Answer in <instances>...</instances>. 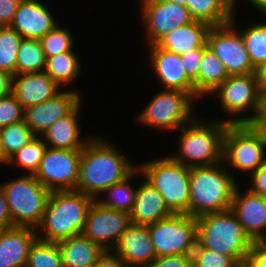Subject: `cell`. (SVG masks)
Masks as SVG:
<instances>
[{
    "label": "cell",
    "mask_w": 266,
    "mask_h": 267,
    "mask_svg": "<svg viewBox=\"0 0 266 267\" xmlns=\"http://www.w3.org/2000/svg\"><path fill=\"white\" fill-rule=\"evenodd\" d=\"M23 37L10 26H0V70L16 75L17 54Z\"/></svg>",
    "instance_id": "obj_33"
},
{
    "label": "cell",
    "mask_w": 266,
    "mask_h": 267,
    "mask_svg": "<svg viewBox=\"0 0 266 267\" xmlns=\"http://www.w3.org/2000/svg\"><path fill=\"white\" fill-rule=\"evenodd\" d=\"M114 250L128 267H148L156 258L148 225L131 223Z\"/></svg>",
    "instance_id": "obj_18"
},
{
    "label": "cell",
    "mask_w": 266,
    "mask_h": 267,
    "mask_svg": "<svg viewBox=\"0 0 266 267\" xmlns=\"http://www.w3.org/2000/svg\"><path fill=\"white\" fill-rule=\"evenodd\" d=\"M74 51L64 52L49 58H46L45 72L48 76L61 84H68L80 73V62Z\"/></svg>",
    "instance_id": "obj_29"
},
{
    "label": "cell",
    "mask_w": 266,
    "mask_h": 267,
    "mask_svg": "<svg viewBox=\"0 0 266 267\" xmlns=\"http://www.w3.org/2000/svg\"><path fill=\"white\" fill-rule=\"evenodd\" d=\"M76 91H60L47 101L24 109V120L36 134L43 135L58 119L67 116L80 102Z\"/></svg>",
    "instance_id": "obj_16"
},
{
    "label": "cell",
    "mask_w": 266,
    "mask_h": 267,
    "mask_svg": "<svg viewBox=\"0 0 266 267\" xmlns=\"http://www.w3.org/2000/svg\"><path fill=\"white\" fill-rule=\"evenodd\" d=\"M256 76L261 91H266V61L256 68Z\"/></svg>",
    "instance_id": "obj_49"
},
{
    "label": "cell",
    "mask_w": 266,
    "mask_h": 267,
    "mask_svg": "<svg viewBox=\"0 0 266 267\" xmlns=\"http://www.w3.org/2000/svg\"><path fill=\"white\" fill-rule=\"evenodd\" d=\"M72 34L57 25L40 39L45 58L73 50Z\"/></svg>",
    "instance_id": "obj_37"
},
{
    "label": "cell",
    "mask_w": 266,
    "mask_h": 267,
    "mask_svg": "<svg viewBox=\"0 0 266 267\" xmlns=\"http://www.w3.org/2000/svg\"><path fill=\"white\" fill-rule=\"evenodd\" d=\"M81 102L67 115L58 119L42 136L47 147L82 150L87 144L80 139L77 122Z\"/></svg>",
    "instance_id": "obj_25"
},
{
    "label": "cell",
    "mask_w": 266,
    "mask_h": 267,
    "mask_svg": "<svg viewBox=\"0 0 266 267\" xmlns=\"http://www.w3.org/2000/svg\"><path fill=\"white\" fill-rule=\"evenodd\" d=\"M242 267H266V244L254 243Z\"/></svg>",
    "instance_id": "obj_42"
},
{
    "label": "cell",
    "mask_w": 266,
    "mask_h": 267,
    "mask_svg": "<svg viewBox=\"0 0 266 267\" xmlns=\"http://www.w3.org/2000/svg\"><path fill=\"white\" fill-rule=\"evenodd\" d=\"M2 155L9 160L17 151L31 142L37 135L25 120L0 128Z\"/></svg>",
    "instance_id": "obj_31"
},
{
    "label": "cell",
    "mask_w": 266,
    "mask_h": 267,
    "mask_svg": "<svg viewBox=\"0 0 266 267\" xmlns=\"http://www.w3.org/2000/svg\"><path fill=\"white\" fill-rule=\"evenodd\" d=\"M187 8L194 20L219 26L231 22L230 0H188Z\"/></svg>",
    "instance_id": "obj_28"
},
{
    "label": "cell",
    "mask_w": 266,
    "mask_h": 267,
    "mask_svg": "<svg viewBox=\"0 0 266 267\" xmlns=\"http://www.w3.org/2000/svg\"><path fill=\"white\" fill-rule=\"evenodd\" d=\"M142 17L148 30L150 45L162 36L194 21L189 9L167 0H143Z\"/></svg>",
    "instance_id": "obj_15"
},
{
    "label": "cell",
    "mask_w": 266,
    "mask_h": 267,
    "mask_svg": "<svg viewBox=\"0 0 266 267\" xmlns=\"http://www.w3.org/2000/svg\"><path fill=\"white\" fill-rule=\"evenodd\" d=\"M255 7L262 12L263 14L266 15V0H249ZM236 3L235 0H230V7L232 13L234 12V4Z\"/></svg>",
    "instance_id": "obj_50"
},
{
    "label": "cell",
    "mask_w": 266,
    "mask_h": 267,
    "mask_svg": "<svg viewBox=\"0 0 266 267\" xmlns=\"http://www.w3.org/2000/svg\"><path fill=\"white\" fill-rule=\"evenodd\" d=\"M251 176L252 188L249 190L252 193L266 196V162L252 173Z\"/></svg>",
    "instance_id": "obj_44"
},
{
    "label": "cell",
    "mask_w": 266,
    "mask_h": 267,
    "mask_svg": "<svg viewBox=\"0 0 266 267\" xmlns=\"http://www.w3.org/2000/svg\"><path fill=\"white\" fill-rule=\"evenodd\" d=\"M229 123L226 121L203 123L191 121L181 127L179 155L171 158L188 167L211 166L223 161V140Z\"/></svg>",
    "instance_id": "obj_5"
},
{
    "label": "cell",
    "mask_w": 266,
    "mask_h": 267,
    "mask_svg": "<svg viewBox=\"0 0 266 267\" xmlns=\"http://www.w3.org/2000/svg\"><path fill=\"white\" fill-rule=\"evenodd\" d=\"M24 120V108L11 93L0 98V128Z\"/></svg>",
    "instance_id": "obj_39"
},
{
    "label": "cell",
    "mask_w": 266,
    "mask_h": 267,
    "mask_svg": "<svg viewBox=\"0 0 266 267\" xmlns=\"http://www.w3.org/2000/svg\"><path fill=\"white\" fill-rule=\"evenodd\" d=\"M82 150L47 147L34 176L50 191L76 190Z\"/></svg>",
    "instance_id": "obj_12"
},
{
    "label": "cell",
    "mask_w": 266,
    "mask_h": 267,
    "mask_svg": "<svg viewBox=\"0 0 266 267\" xmlns=\"http://www.w3.org/2000/svg\"><path fill=\"white\" fill-rule=\"evenodd\" d=\"M131 223L128 212L109 209L94 200L87 212L82 234L103 250L112 251Z\"/></svg>",
    "instance_id": "obj_14"
},
{
    "label": "cell",
    "mask_w": 266,
    "mask_h": 267,
    "mask_svg": "<svg viewBox=\"0 0 266 267\" xmlns=\"http://www.w3.org/2000/svg\"><path fill=\"white\" fill-rule=\"evenodd\" d=\"M173 214L159 191L145 180L137 189L134 207L130 213L131 222L149 225Z\"/></svg>",
    "instance_id": "obj_23"
},
{
    "label": "cell",
    "mask_w": 266,
    "mask_h": 267,
    "mask_svg": "<svg viewBox=\"0 0 266 267\" xmlns=\"http://www.w3.org/2000/svg\"><path fill=\"white\" fill-rule=\"evenodd\" d=\"M192 267H242L233 257L196 244L191 253Z\"/></svg>",
    "instance_id": "obj_38"
},
{
    "label": "cell",
    "mask_w": 266,
    "mask_h": 267,
    "mask_svg": "<svg viewBox=\"0 0 266 267\" xmlns=\"http://www.w3.org/2000/svg\"><path fill=\"white\" fill-rule=\"evenodd\" d=\"M94 199L76 190L51 191L40 224L45 236L38 239L54 242L81 235L87 212Z\"/></svg>",
    "instance_id": "obj_2"
},
{
    "label": "cell",
    "mask_w": 266,
    "mask_h": 267,
    "mask_svg": "<svg viewBox=\"0 0 266 267\" xmlns=\"http://www.w3.org/2000/svg\"><path fill=\"white\" fill-rule=\"evenodd\" d=\"M132 165L108 142L90 138L82 149L76 191L97 200L98 193L123 181L137 168Z\"/></svg>",
    "instance_id": "obj_1"
},
{
    "label": "cell",
    "mask_w": 266,
    "mask_h": 267,
    "mask_svg": "<svg viewBox=\"0 0 266 267\" xmlns=\"http://www.w3.org/2000/svg\"><path fill=\"white\" fill-rule=\"evenodd\" d=\"M141 166L137 167L139 173L159 191L168 208L174 214L189 215L191 167L174 161L171 156Z\"/></svg>",
    "instance_id": "obj_6"
},
{
    "label": "cell",
    "mask_w": 266,
    "mask_h": 267,
    "mask_svg": "<svg viewBox=\"0 0 266 267\" xmlns=\"http://www.w3.org/2000/svg\"><path fill=\"white\" fill-rule=\"evenodd\" d=\"M197 219V244L233 257L241 266L254 242L231 209L208 213Z\"/></svg>",
    "instance_id": "obj_4"
},
{
    "label": "cell",
    "mask_w": 266,
    "mask_h": 267,
    "mask_svg": "<svg viewBox=\"0 0 266 267\" xmlns=\"http://www.w3.org/2000/svg\"><path fill=\"white\" fill-rule=\"evenodd\" d=\"M47 149L43 138H38V135L22 149L17 151L7 163L15 161L24 169L29 170V174H35L39 168L40 162Z\"/></svg>",
    "instance_id": "obj_36"
},
{
    "label": "cell",
    "mask_w": 266,
    "mask_h": 267,
    "mask_svg": "<svg viewBox=\"0 0 266 267\" xmlns=\"http://www.w3.org/2000/svg\"><path fill=\"white\" fill-rule=\"evenodd\" d=\"M148 267H192L191 254L155 258Z\"/></svg>",
    "instance_id": "obj_41"
},
{
    "label": "cell",
    "mask_w": 266,
    "mask_h": 267,
    "mask_svg": "<svg viewBox=\"0 0 266 267\" xmlns=\"http://www.w3.org/2000/svg\"><path fill=\"white\" fill-rule=\"evenodd\" d=\"M13 76L0 70V98L12 93Z\"/></svg>",
    "instance_id": "obj_48"
},
{
    "label": "cell",
    "mask_w": 266,
    "mask_h": 267,
    "mask_svg": "<svg viewBox=\"0 0 266 267\" xmlns=\"http://www.w3.org/2000/svg\"><path fill=\"white\" fill-rule=\"evenodd\" d=\"M241 32L251 64L256 69L266 61V23H257Z\"/></svg>",
    "instance_id": "obj_35"
},
{
    "label": "cell",
    "mask_w": 266,
    "mask_h": 267,
    "mask_svg": "<svg viewBox=\"0 0 266 267\" xmlns=\"http://www.w3.org/2000/svg\"><path fill=\"white\" fill-rule=\"evenodd\" d=\"M193 99L185 91L163 90L153 97L141 112L139 119L147 126L170 131L179 130L193 120L191 117Z\"/></svg>",
    "instance_id": "obj_10"
},
{
    "label": "cell",
    "mask_w": 266,
    "mask_h": 267,
    "mask_svg": "<svg viewBox=\"0 0 266 267\" xmlns=\"http://www.w3.org/2000/svg\"><path fill=\"white\" fill-rule=\"evenodd\" d=\"M63 267H94L105 251L83 234L58 241Z\"/></svg>",
    "instance_id": "obj_26"
},
{
    "label": "cell",
    "mask_w": 266,
    "mask_h": 267,
    "mask_svg": "<svg viewBox=\"0 0 266 267\" xmlns=\"http://www.w3.org/2000/svg\"><path fill=\"white\" fill-rule=\"evenodd\" d=\"M251 124L255 128L266 132V91L261 94L260 109L257 117Z\"/></svg>",
    "instance_id": "obj_47"
},
{
    "label": "cell",
    "mask_w": 266,
    "mask_h": 267,
    "mask_svg": "<svg viewBox=\"0 0 266 267\" xmlns=\"http://www.w3.org/2000/svg\"><path fill=\"white\" fill-rule=\"evenodd\" d=\"M37 235L32 227L0 230V267H25Z\"/></svg>",
    "instance_id": "obj_22"
},
{
    "label": "cell",
    "mask_w": 266,
    "mask_h": 267,
    "mask_svg": "<svg viewBox=\"0 0 266 267\" xmlns=\"http://www.w3.org/2000/svg\"><path fill=\"white\" fill-rule=\"evenodd\" d=\"M167 1L176 3L178 5H182V6H185V7H187V2H188V0H167Z\"/></svg>",
    "instance_id": "obj_51"
},
{
    "label": "cell",
    "mask_w": 266,
    "mask_h": 267,
    "mask_svg": "<svg viewBox=\"0 0 266 267\" xmlns=\"http://www.w3.org/2000/svg\"><path fill=\"white\" fill-rule=\"evenodd\" d=\"M40 1L21 0L10 27L25 39L40 40L58 24Z\"/></svg>",
    "instance_id": "obj_19"
},
{
    "label": "cell",
    "mask_w": 266,
    "mask_h": 267,
    "mask_svg": "<svg viewBox=\"0 0 266 267\" xmlns=\"http://www.w3.org/2000/svg\"><path fill=\"white\" fill-rule=\"evenodd\" d=\"M266 132L252 124H229L223 140V161L234 169L254 173L266 162Z\"/></svg>",
    "instance_id": "obj_8"
},
{
    "label": "cell",
    "mask_w": 266,
    "mask_h": 267,
    "mask_svg": "<svg viewBox=\"0 0 266 267\" xmlns=\"http://www.w3.org/2000/svg\"><path fill=\"white\" fill-rule=\"evenodd\" d=\"M211 26L194 20L162 36L155 45L178 55L207 45V35Z\"/></svg>",
    "instance_id": "obj_24"
},
{
    "label": "cell",
    "mask_w": 266,
    "mask_h": 267,
    "mask_svg": "<svg viewBox=\"0 0 266 267\" xmlns=\"http://www.w3.org/2000/svg\"><path fill=\"white\" fill-rule=\"evenodd\" d=\"M14 227L2 185H0V230Z\"/></svg>",
    "instance_id": "obj_45"
},
{
    "label": "cell",
    "mask_w": 266,
    "mask_h": 267,
    "mask_svg": "<svg viewBox=\"0 0 266 267\" xmlns=\"http://www.w3.org/2000/svg\"><path fill=\"white\" fill-rule=\"evenodd\" d=\"M220 98L221 106L227 113L240 114L248 109L254 110L250 117L226 120L229 124H251L258 115L262 91L256 72L243 75H232L214 91Z\"/></svg>",
    "instance_id": "obj_11"
},
{
    "label": "cell",
    "mask_w": 266,
    "mask_h": 267,
    "mask_svg": "<svg viewBox=\"0 0 266 267\" xmlns=\"http://www.w3.org/2000/svg\"><path fill=\"white\" fill-rule=\"evenodd\" d=\"M21 0H0V26H10Z\"/></svg>",
    "instance_id": "obj_43"
},
{
    "label": "cell",
    "mask_w": 266,
    "mask_h": 267,
    "mask_svg": "<svg viewBox=\"0 0 266 267\" xmlns=\"http://www.w3.org/2000/svg\"><path fill=\"white\" fill-rule=\"evenodd\" d=\"M7 159L2 155V150H1V136H0V163H7Z\"/></svg>",
    "instance_id": "obj_52"
},
{
    "label": "cell",
    "mask_w": 266,
    "mask_h": 267,
    "mask_svg": "<svg viewBox=\"0 0 266 267\" xmlns=\"http://www.w3.org/2000/svg\"><path fill=\"white\" fill-rule=\"evenodd\" d=\"M46 58L40 40L23 38L17 54L16 75L43 72Z\"/></svg>",
    "instance_id": "obj_30"
},
{
    "label": "cell",
    "mask_w": 266,
    "mask_h": 267,
    "mask_svg": "<svg viewBox=\"0 0 266 267\" xmlns=\"http://www.w3.org/2000/svg\"><path fill=\"white\" fill-rule=\"evenodd\" d=\"M139 171L138 168H136L127 178H125L123 181L116 183L110 187H108L104 192H107L109 194L106 200H96L104 207H107L109 209L118 210V211H124L131 213L137 189L131 188L128 183L131 178L134 177L135 174H137Z\"/></svg>",
    "instance_id": "obj_32"
},
{
    "label": "cell",
    "mask_w": 266,
    "mask_h": 267,
    "mask_svg": "<svg viewBox=\"0 0 266 267\" xmlns=\"http://www.w3.org/2000/svg\"><path fill=\"white\" fill-rule=\"evenodd\" d=\"M94 267H128L127 264L116 254L112 255L111 250H105L98 258Z\"/></svg>",
    "instance_id": "obj_46"
},
{
    "label": "cell",
    "mask_w": 266,
    "mask_h": 267,
    "mask_svg": "<svg viewBox=\"0 0 266 267\" xmlns=\"http://www.w3.org/2000/svg\"><path fill=\"white\" fill-rule=\"evenodd\" d=\"M239 191L236 187L231 210L250 239L254 243H263L266 240V196L250 190L242 195Z\"/></svg>",
    "instance_id": "obj_17"
},
{
    "label": "cell",
    "mask_w": 266,
    "mask_h": 267,
    "mask_svg": "<svg viewBox=\"0 0 266 267\" xmlns=\"http://www.w3.org/2000/svg\"><path fill=\"white\" fill-rule=\"evenodd\" d=\"M233 25L232 19L227 24L211 26L207 46L224 64L229 76L254 73L256 69L251 64L241 32Z\"/></svg>",
    "instance_id": "obj_13"
},
{
    "label": "cell",
    "mask_w": 266,
    "mask_h": 267,
    "mask_svg": "<svg viewBox=\"0 0 266 267\" xmlns=\"http://www.w3.org/2000/svg\"><path fill=\"white\" fill-rule=\"evenodd\" d=\"M58 87L45 71L14 75L12 79V94L24 109L55 97L60 93Z\"/></svg>",
    "instance_id": "obj_21"
},
{
    "label": "cell",
    "mask_w": 266,
    "mask_h": 267,
    "mask_svg": "<svg viewBox=\"0 0 266 267\" xmlns=\"http://www.w3.org/2000/svg\"><path fill=\"white\" fill-rule=\"evenodd\" d=\"M25 267H63L59 245L37 239L31 246Z\"/></svg>",
    "instance_id": "obj_34"
},
{
    "label": "cell",
    "mask_w": 266,
    "mask_h": 267,
    "mask_svg": "<svg viewBox=\"0 0 266 267\" xmlns=\"http://www.w3.org/2000/svg\"><path fill=\"white\" fill-rule=\"evenodd\" d=\"M14 226L37 228L51 191L34 176L25 174L2 185Z\"/></svg>",
    "instance_id": "obj_7"
},
{
    "label": "cell",
    "mask_w": 266,
    "mask_h": 267,
    "mask_svg": "<svg viewBox=\"0 0 266 267\" xmlns=\"http://www.w3.org/2000/svg\"><path fill=\"white\" fill-rule=\"evenodd\" d=\"M229 77V74L216 54L206 45L203 47V57L198 78L194 83V98L213 91Z\"/></svg>",
    "instance_id": "obj_27"
},
{
    "label": "cell",
    "mask_w": 266,
    "mask_h": 267,
    "mask_svg": "<svg viewBox=\"0 0 266 267\" xmlns=\"http://www.w3.org/2000/svg\"><path fill=\"white\" fill-rule=\"evenodd\" d=\"M219 164L194 166L190 171L189 215L198 218L208 213L231 209L236 180Z\"/></svg>",
    "instance_id": "obj_3"
},
{
    "label": "cell",
    "mask_w": 266,
    "mask_h": 267,
    "mask_svg": "<svg viewBox=\"0 0 266 267\" xmlns=\"http://www.w3.org/2000/svg\"><path fill=\"white\" fill-rule=\"evenodd\" d=\"M150 48L153 71L165 86V90L185 91L194 98V83L186 76L180 55L155 44Z\"/></svg>",
    "instance_id": "obj_20"
},
{
    "label": "cell",
    "mask_w": 266,
    "mask_h": 267,
    "mask_svg": "<svg viewBox=\"0 0 266 267\" xmlns=\"http://www.w3.org/2000/svg\"><path fill=\"white\" fill-rule=\"evenodd\" d=\"M156 258L191 254L197 244V219L188 214H173L149 224Z\"/></svg>",
    "instance_id": "obj_9"
},
{
    "label": "cell",
    "mask_w": 266,
    "mask_h": 267,
    "mask_svg": "<svg viewBox=\"0 0 266 267\" xmlns=\"http://www.w3.org/2000/svg\"><path fill=\"white\" fill-rule=\"evenodd\" d=\"M203 57V47L180 55L186 76L194 82L198 78L201 60Z\"/></svg>",
    "instance_id": "obj_40"
}]
</instances>
